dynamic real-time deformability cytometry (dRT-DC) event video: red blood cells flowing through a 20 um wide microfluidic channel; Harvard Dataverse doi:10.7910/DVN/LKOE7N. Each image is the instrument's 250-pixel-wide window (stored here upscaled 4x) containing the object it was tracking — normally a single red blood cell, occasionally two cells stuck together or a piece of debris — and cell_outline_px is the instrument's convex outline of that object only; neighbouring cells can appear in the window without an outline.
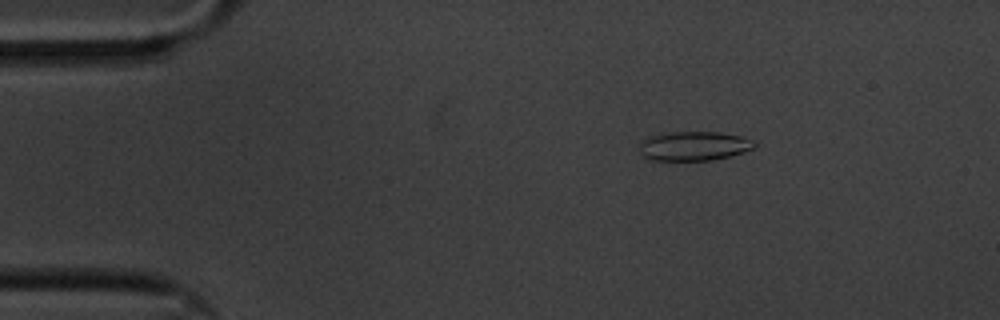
{"species": "common noctule bat (a hibernating species)", "species_latin": "Nyctalus noctula", "temperature_condition": "cold", "stored_images_in_passage": 53, "camera_frame_rate_fps": 3000, "um_per_image_px": 0.085, "animal": {"sex": "male", "body_mass_g": 20.1, "forearm_length_mm": 53.5}, "frame": {"image": 1, "passage_image": 2, "time_ms": 0.333, "image_size_px": [1000, 320], "cell_outline_px": [[756, 148], [744, 152], [712, 160], [652, 160], [644, 156], [640, 152], [640, 144], [644, 140], [652, 136], [672, 132], [720, 132], [740, 136], [752, 140], [756, 144]], "centroid_in_image_um": [59.03, 12.41], "position_along_channel_um": 26.0, "area_um2": 19.36}}
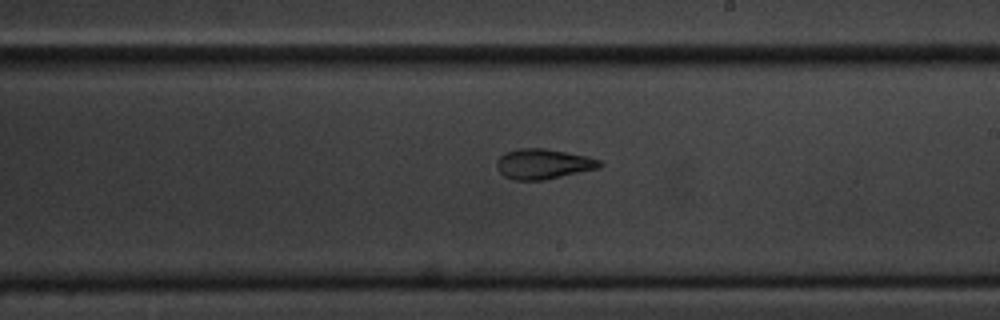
{"frame": {"image": 2, "passage_image": 27, "time_ms": 8.667, "image_size_px": [1000, 320], "cell_outline_px": [[604, 164], [600, 168], [544, 180], [512, 180], [504, 176], [496, 168], [496, 160], [504, 152], [516, 148], [544, 148], [588, 156], [600, 160]], "centroid_in_image_um": [46.16, 13.93], "position_along_channel_um": 242.8, "area_um2": 18.38}}
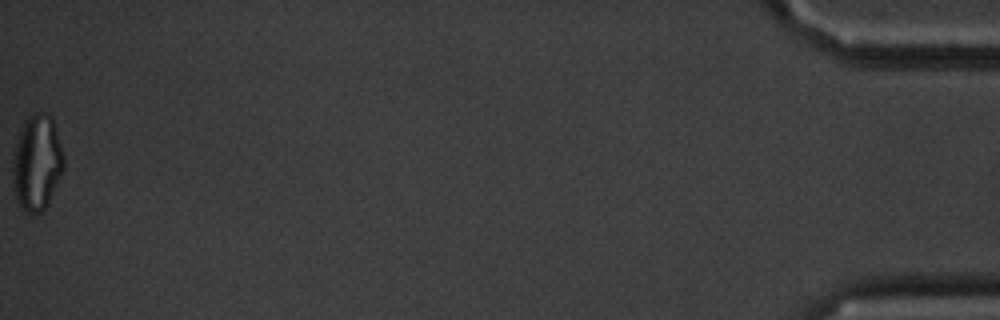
{"frame": {"image": 3, "passage_image": 53, "time_ms": 17.333, "image_size_px": [1000, 320], "cell_outline_px": [[64, 168], [44, 208], [40, 212], [32, 216], [24, 212], [20, 208], [16, 196], [12, 180], [12, 160], [16, 140], [24, 120], [28, 116], [36, 112], [44, 112], [52, 116], [64, 156]], "centroid_in_image_um": [3.11, 13.81], "position_along_channel_um": 432.1, "area_um2": 28.61}, "authors_computed_cell_mechanics": {"area_um2": 18.785, "velocity_mm_per_s": 3.3245, "shape_relaxation_time_tau1_ms": 4.8586, "shape_relaxation_time_tau2_ms": 2.671, "deformation_change_tau1": 0.1559, "deformation_change_tau2": 0.104}}